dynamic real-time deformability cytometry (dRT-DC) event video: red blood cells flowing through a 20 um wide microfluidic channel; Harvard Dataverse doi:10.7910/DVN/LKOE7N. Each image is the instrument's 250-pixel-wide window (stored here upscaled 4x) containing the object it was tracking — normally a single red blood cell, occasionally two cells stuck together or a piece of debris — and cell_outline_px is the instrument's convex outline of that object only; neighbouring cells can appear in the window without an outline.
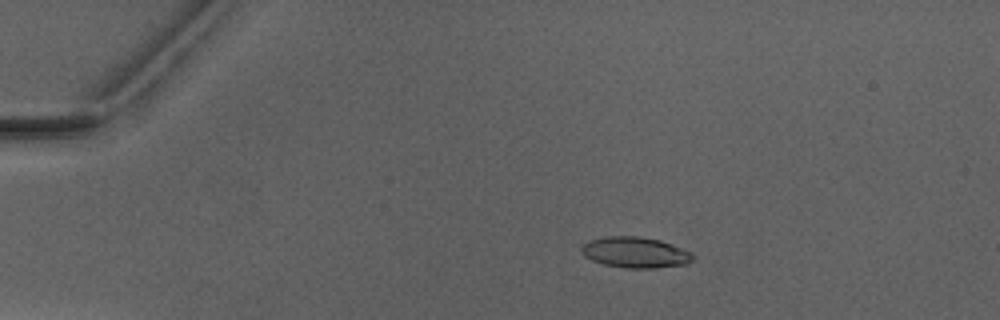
{"species": "Egyptian fruit bat (a non-hibernating species)", "species_latin": "Rousettus aegyptiacus", "temperature_condition": "warm", "stored_images_in_passage": 6, "camera_frame_rate_fps": 3000, "um_per_image_px": 0.085, "animal": {"sex": "male"}, "frame": {"image": 1, "passage_image": 3, "time_ms": 2.333, "image_size_px": [1000, 320], "cell_outline_px": [[696, 256], [692, 260], [684, 264], [656, 268], [628, 268], [604, 264], [592, 260], [584, 256], [580, 252], [580, 248], [588, 240], [604, 236], [640, 236], [660, 240], [692, 252]], "centroid_in_image_um": [53.98, 21.44], "position_along_channel_um": 31.0, "area_um2": 20.11}}
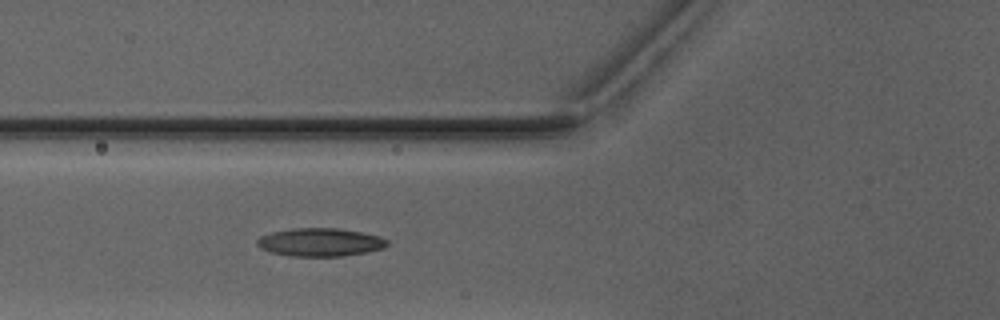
{"frame": {"image": 2, "passage_image": 6, "time_ms": 5.667, "image_size_px": [1000, 320], "cell_outline_px": [[388, 244], [384, 248], [368, 252], [344, 256], [292, 256], [272, 252], [260, 248], [256, 244], [256, 240], [260, 236], [272, 232], [292, 228], [340, 228], [364, 232], [380, 236], [388, 240]], "centroid_in_image_um": [27.24, 20.58], "position_along_channel_um": 98.6, "area_um2": 21.56}}